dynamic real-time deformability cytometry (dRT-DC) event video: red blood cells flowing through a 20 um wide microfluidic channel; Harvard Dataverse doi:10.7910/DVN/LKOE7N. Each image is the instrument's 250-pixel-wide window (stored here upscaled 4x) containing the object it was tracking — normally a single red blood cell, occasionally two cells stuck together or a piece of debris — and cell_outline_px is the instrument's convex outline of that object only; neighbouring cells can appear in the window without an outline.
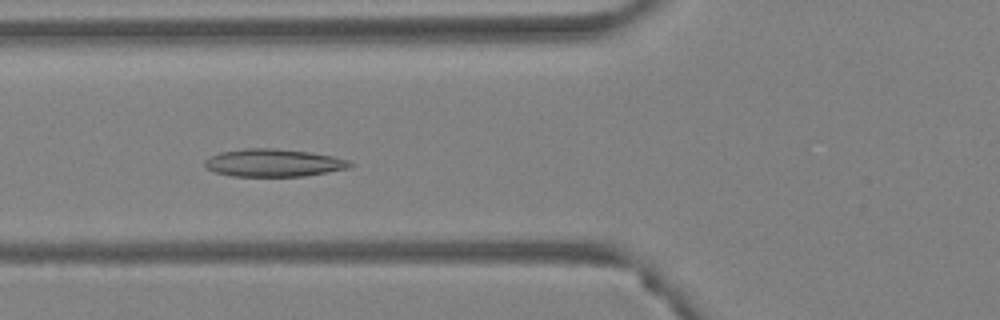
{"species": "Egyptian fruit bat (a non-hibernating species)", "species_latin": "Rousettus aegyptiacus", "temperature_condition": "warm", "stored_images_in_passage": 54, "camera_frame_rate_fps": 3000, "um_per_image_px": 0.085, "animal": {"sex": "female"}, "frame": {"image": 1, "passage_image": 21, "time_ms": 6.667, "image_size_px": [1000, 320], "cell_outline_px": [[356, 164], [348, 168], [328, 172], [304, 176], [232, 176], [216, 172], [208, 168], [204, 164], [204, 160], [220, 152], [244, 148], [272, 148], [308, 152], [332, 156], [348, 160]], "centroid_in_image_um": [23.27, 13.84], "position_along_channel_um": 102.5, "area_um2": 23.29}}
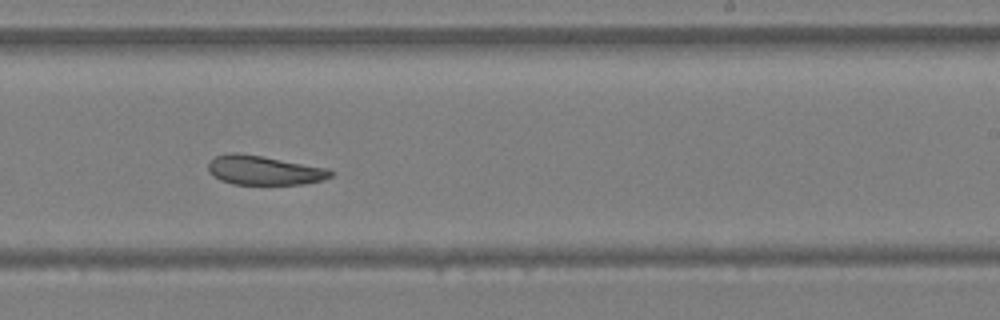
{"frame": {"image": 2, "passage_image": 34, "time_ms": 11.0, "image_size_px": [1000, 320], "cell_outline_px": [[336, 172], [332, 176], [324, 180], [304, 184], [232, 184], [220, 180], [212, 176], [208, 168], [208, 164], [216, 156], [228, 152], [236, 152], [260, 156], [328, 168]], "centroid_in_image_um": [22.46, 14.48], "position_along_channel_um": 266.5, "area_um2": 20.87}}
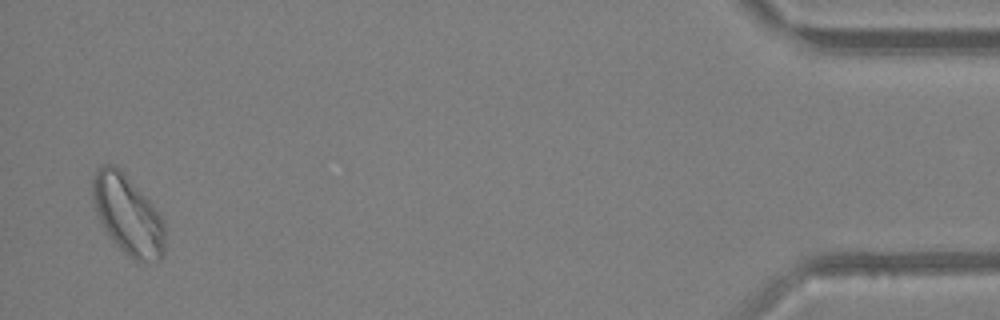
{"frame": {"image": 3, "passage_image": 53, "time_ms": 17.333, "image_size_px": [1000, 320], "cell_outline_px": [[164, 256], [160, 260], [132, 260], [108, 236], [100, 220], [92, 196], [92, 180], [100, 164], [116, 164], [120, 168], [160, 212], [164, 224]], "centroid_in_image_um": [10.87, 18.24], "position_along_channel_um": 424.3, "area_um2": 33.35}, "authors_computed_cell_mechanics": {"area_um2": 26.0678, "velocity_mm_per_s": 3.7874, "shape_relaxation_time_tau1_ms": null, "shape_relaxation_time_tau2_ms": 3.4241, "deformation_change_tau1": null, "deformation_change_tau2": 0.0885}}